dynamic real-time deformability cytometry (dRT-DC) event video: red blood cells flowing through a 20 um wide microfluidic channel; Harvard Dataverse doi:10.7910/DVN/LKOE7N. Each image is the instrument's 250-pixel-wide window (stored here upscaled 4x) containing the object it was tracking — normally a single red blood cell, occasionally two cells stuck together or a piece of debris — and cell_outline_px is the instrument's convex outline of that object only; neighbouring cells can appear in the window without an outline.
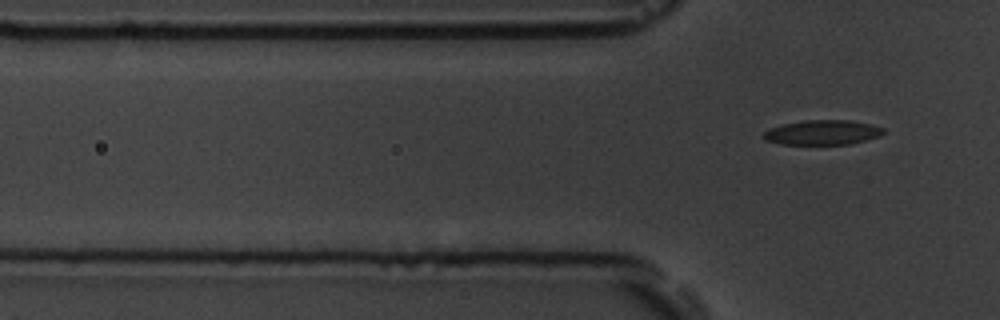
{"species": "common noctule bat (a hibernating species)", "species_latin": "Nyctalus noctula", "temperature_condition": "room temperature", "stored_images_in_passage": 7, "camera_frame_rate_fps": 3000, "um_per_image_px": 0.085, "animal": {"sex": "male", "body_mass_g": 19.5, "forearm_length_mm": 54.6}, "frame": {"image": 1, "passage_image": 7, "time_ms": 7.667, "image_size_px": [1000, 320], "cell_outline_px": [[884, 132], [880, 136], [852, 144], [780, 144], [764, 140], [760, 136], [768, 128], [784, 124], [804, 120], [852, 120], [872, 124], [884, 128]], "centroid_in_image_um": [69.9, 11.26], "position_along_channel_um": 55.9, "area_um2": 17.51}}